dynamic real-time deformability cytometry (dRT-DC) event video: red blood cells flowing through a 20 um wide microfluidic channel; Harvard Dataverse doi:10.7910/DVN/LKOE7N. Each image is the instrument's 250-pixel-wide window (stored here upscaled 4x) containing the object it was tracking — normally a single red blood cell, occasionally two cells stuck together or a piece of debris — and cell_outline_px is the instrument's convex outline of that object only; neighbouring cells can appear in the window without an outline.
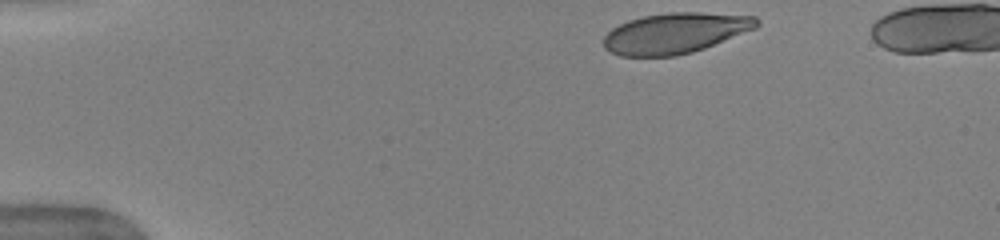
{"species": "human", "species_latin": "Homo sapiens", "temperature_condition": "warm", "stored_images_in_passage": 42, "camera_frame_rate_fps": 3000, "um_per_image_px": 0.085, "donor": {"sex": "female"}, "frame": {"image": 1, "passage_image": 1, "time_ms": 0.0, "image_size_px": [1000, 240], "cell_outline_px": [[760, 24], [756, 28], [704, 48], [692, 52], [676, 56], [620, 56], [604, 48], [604, 36], [612, 28], [628, 20], [644, 16], [668, 12], [700, 12], [756, 16], [760, 20]], "centroid_in_image_um": [57.4, 2.81], "position_along_channel_um": 27.6, "area_um2": 36.18}}
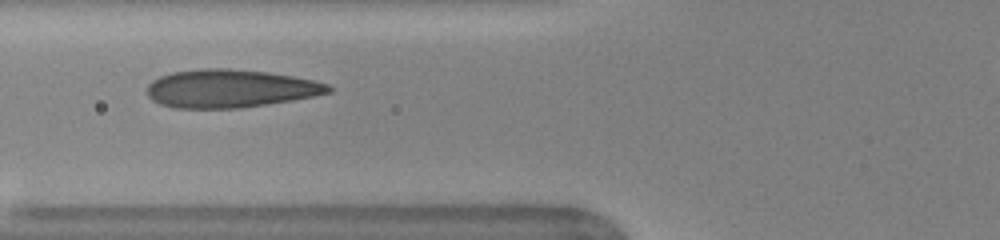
{"frame": {"image": 2, "passage_image": 13, "time_ms": 4.0, "image_size_px": [1000, 240], "cell_outline_px": [[332, 92], [292, 100], [240, 108], [176, 108], [160, 104], [152, 100], [148, 96], [148, 84], [152, 80], [160, 76], [172, 72], [204, 68], [228, 68], [268, 72], [292, 76], [312, 80], [328, 84], [332, 88]], "centroid_in_image_um": [19.54, 7.52], "position_along_channel_um": 106.3, "area_um2": 40.17}}
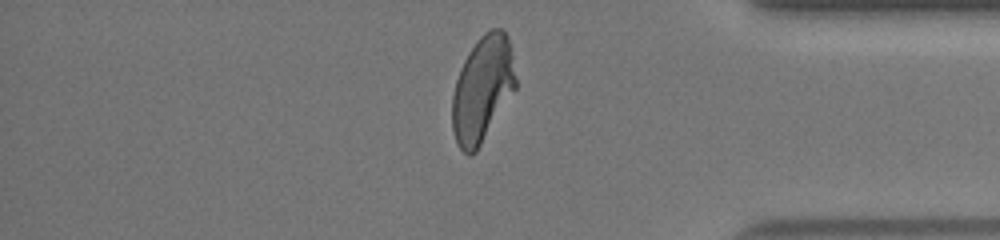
{"frame": {"image": 3, "passage_image": 36, "time_ms": 11.667, "image_size_px": [1000, 240], "cell_outline_px": [[516, 88], [476, 152], [472, 156], [468, 156], [460, 148], [456, 140], [452, 128], [452, 96], [456, 80], [460, 68], [468, 52], [480, 36], [484, 32], [492, 28], [500, 28], [504, 32], [508, 40], [512, 56], [516, 80]], "centroid_in_image_um": [40.99, 7.59], "position_along_channel_um": 394.2, "area_um2": 38.9}}